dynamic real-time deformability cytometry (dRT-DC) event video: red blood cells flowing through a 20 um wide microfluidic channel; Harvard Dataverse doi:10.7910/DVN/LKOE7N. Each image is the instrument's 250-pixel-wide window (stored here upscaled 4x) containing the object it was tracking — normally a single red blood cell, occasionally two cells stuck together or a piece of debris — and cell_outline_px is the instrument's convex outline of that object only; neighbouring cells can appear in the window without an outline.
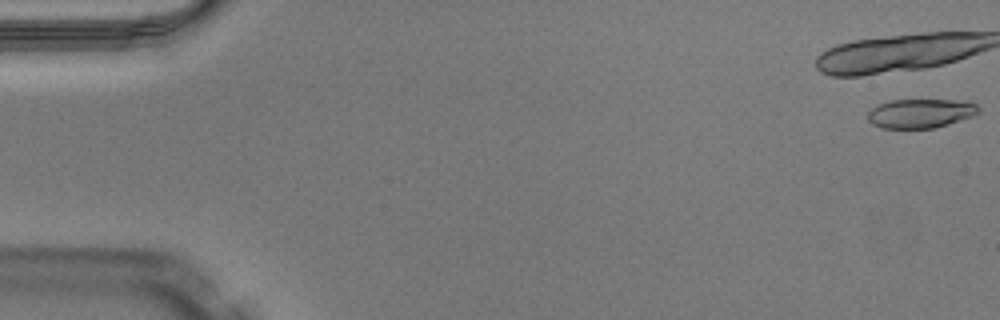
{"species": "Egyptian fruit bat (a non-hibernating species)", "species_latin": "Rousettus aegyptiacus", "temperature_condition": "warm", "stored_images_in_passage": 39, "camera_frame_rate_fps": 3000, "um_per_image_px": 0.085, "animal": {"sex": "male"}, "frame": {"image": 1, "passage_image": 1, "time_ms": 0.0, "image_size_px": [1000, 320], "cell_outline_px": [[980, 112], [972, 116], [948, 124], [932, 128], [880, 128], [872, 124], [868, 120], [868, 112], [872, 108], [880, 104], [892, 100], [968, 100], [976, 104], [980, 108]], "centroid_in_image_um": [78.27, 9.63], "position_along_channel_um": 6.7, "area_um2": 18.84}}